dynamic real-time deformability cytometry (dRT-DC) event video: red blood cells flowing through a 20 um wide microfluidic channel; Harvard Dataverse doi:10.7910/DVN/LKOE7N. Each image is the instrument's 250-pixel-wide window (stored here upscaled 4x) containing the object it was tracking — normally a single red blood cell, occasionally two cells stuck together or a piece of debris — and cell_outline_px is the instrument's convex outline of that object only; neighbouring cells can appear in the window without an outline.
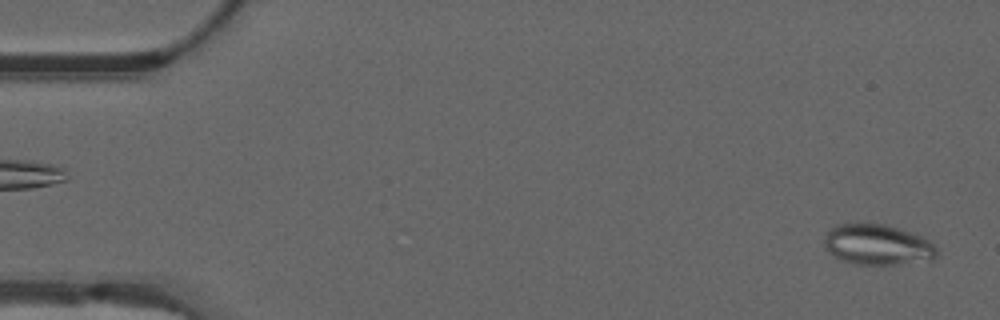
{"species": "common noctule bat (a hibernating species)", "species_latin": "Nyctalus noctula", "temperature_condition": "warm", "stored_images_in_passage": 54, "camera_frame_rate_fps": 3000, "um_per_image_px": 0.085, "animal": {"sex": "male", "forearm_length_mm": 52.5}, "frame": {"image": 1, "passage_image": 2, "time_ms": 0.333, "image_size_px": [1000, 320], "cell_outline_px": [[936, 260], [896, 264], [856, 264], [844, 260], [828, 252], [824, 248], [824, 236], [836, 224], [884, 224], [920, 236], [928, 240], [936, 248]], "centroid_in_image_um": [74.58, 20.81], "position_along_channel_um": 10.4, "area_um2": 26.24}}
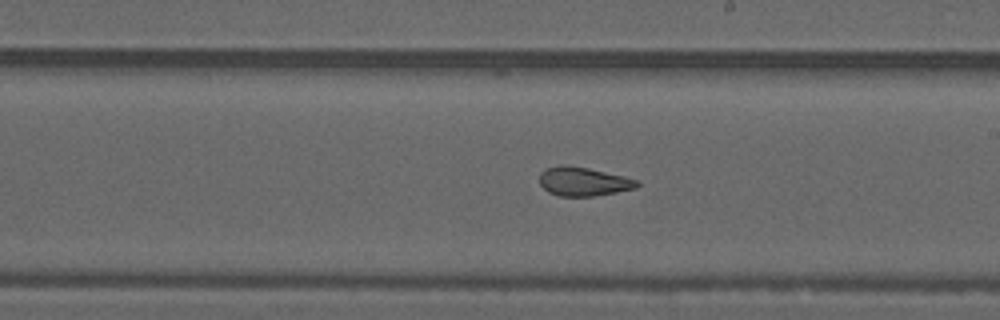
{"frame": {"image": 2, "passage_image": 31, "time_ms": 10.0, "image_size_px": [1000, 320], "cell_outline_px": [[640, 184], [636, 188], [596, 196], [560, 196], [548, 192], [540, 184], [540, 172], [548, 168], [560, 164], [568, 164], [588, 168], [624, 176], [640, 180]], "centroid_in_image_um": [49.6, 15.42], "position_along_channel_um": 239.4, "area_um2": 16.53}}
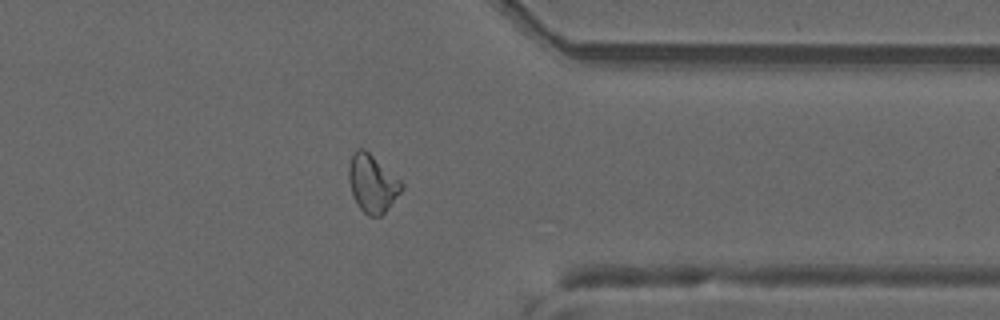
{"frame": {"image": 3, "passage_image": 43, "time_ms": 14.0, "image_size_px": [1000, 320], "cell_outline_px": [[404, 188], [388, 208], [380, 216], [368, 216], [356, 204], [352, 192], [348, 176], [348, 168], [352, 152], [356, 148], [364, 148], [400, 180], [404, 184]], "centroid_in_image_um": [31.63, 15.58], "position_along_channel_um": 379.8, "area_um2": 17.69}, "authors_computed_cell_mechanics": {"area_um2": 18.7272, "velocity_mm_per_s": 3.7296, "shape_relaxation_time_tau1_ms": null, "shape_relaxation_time_tau2_ms": 1.2104, "deformation_change_tau1": null, "deformation_change_tau2": 0.0822}}